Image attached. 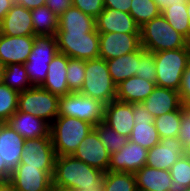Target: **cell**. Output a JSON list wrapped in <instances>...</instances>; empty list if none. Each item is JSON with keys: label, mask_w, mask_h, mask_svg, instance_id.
<instances>
[{"label": "cell", "mask_w": 190, "mask_h": 191, "mask_svg": "<svg viewBox=\"0 0 190 191\" xmlns=\"http://www.w3.org/2000/svg\"><path fill=\"white\" fill-rule=\"evenodd\" d=\"M3 70H4V65L0 62V83L3 82Z\"/></svg>", "instance_id": "816d5d0a"}, {"label": "cell", "mask_w": 190, "mask_h": 191, "mask_svg": "<svg viewBox=\"0 0 190 191\" xmlns=\"http://www.w3.org/2000/svg\"><path fill=\"white\" fill-rule=\"evenodd\" d=\"M140 43L145 50L156 53L185 48L189 41L160 14L140 27Z\"/></svg>", "instance_id": "3957f363"}, {"label": "cell", "mask_w": 190, "mask_h": 191, "mask_svg": "<svg viewBox=\"0 0 190 191\" xmlns=\"http://www.w3.org/2000/svg\"><path fill=\"white\" fill-rule=\"evenodd\" d=\"M131 2L132 0H104V7L129 13Z\"/></svg>", "instance_id": "ee69618b"}, {"label": "cell", "mask_w": 190, "mask_h": 191, "mask_svg": "<svg viewBox=\"0 0 190 191\" xmlns=\"http://www.w3.org/2000/svg\"><path fill=\"white\" fill-rule=\"evenodd\" d=\"M104 108L99 100L71 92L59 98L58 116L75 117L95 126L103 121Z\"/></svg>", "instance_id": "ba28073f"}, {"label": "cell", "mask_w": 190, "mask_h": 191, "mask_svg": "<svg viewBox=\"0 0 190 191\" xmlns=\"http://www.w3.org/2000/svg\"><path fill=\"white\" fill-rule=\"evenodd\" d=\"M45 5L60 17L72 5V0H46Z\"/></svg>", "instance_id": "7bdbcfd3"}, {"label": "cell", "mask_w": 190, "mask_h": 191, "mask_svg": "<svg viewBox=\"0 0 190 191\" xmlns=\"http://www.w3.org/2000/svg\"><path fill=\"white\" fill-rule=\"evenodd\" d=\"M178 138L182 140L183 145L190 142V106L182 111V122L178 134Z\"/></svg>", "instance_id": "b9f144b4"}, {"label": "cell", "mask_w": 190, "mask_h": 191, "mask_svg": "<svg viewBox=\"0 0 190 191\" xmlns=\"http://www.w3.org/2000/svg\"><path fill=\"white\" fill-rule=\"evenodd\" d=\"M19 92L0 83V123H5L18 109Z\"/></svg>", "instance_id": "8d00e7d4"}, {"label": "cell", "mask_w": 190, "mask_h": 191, "mask_svg": "<svg viewBox=\"0 0 190 191\" xmlns=\"http://www.w3.org/2000/svg\"><path fill=\"white\" fill-rule=\"evenodd\" d=\"M0 191H10L9 185L6 183L0 182Z\"/></svg>", "instance_id": "f907efd6"}, {"label": "cell", "mask_w": 190, "mask_h": 191, "mask_svg": "<svg viewBox=\"0 0 190 191\" xmlns=\"http://www.w3.org/2000/svg\"><path fill=\"white\" fill-rule=\"evenodd\" d=\"M148 149L132 141L111 154L108 171L135 173L147 163Z\"/></svg>", "instance_id": "9a60e30c"}, {"label": "cell", "mask_w": 190, "mask_h": 191, "mask_svg": "<svg viewBox=\"0 0 190 191\" xmlns=\"http://www.w3.org/2000/svg\"><path fill=\"white\" fill-rule=\"evenodd\" d=\"M10 191H51L52 177L39 167L18 164L9 180Z\"/></svg>", "instance_id": "8fae6325"}, {"label": "cell", "mask_w": 190, "mask_h": 191, "mask_svg": "<svg viewBox=\"0 0 190 191\" xmlns=\"http://www.w3.org/2000/svg\"><path fill=\"white\" fill-rule=\"evenodd\" d=\"M73 156L104 173L108 171L111 154L100 141L98 133L94 128L81 141Z\"/></svg>", "instance_id": "5bb4252c"}, {"label": "cell", "mask_w": 190, "mask_h": 191, "mask_svg": "<svg viewBox=\"0 0 190 191\" xmlns=\"http://www.w3.org/2000/svg\"><path fill=\"white\" fill-rule=\"evenodd\" d=\"M79 93L105 105L116 100V84L112 81L106 60H85V78Z\"/></svg>", "instance_id": "5b68a950"}, {"label": "cell", "mask_w": 190, "mask_h": 191, "mask_svg": "<svg viewBox=\"0 0 190 191\" xmlns=\"http://www.w3.org/2000/svg\"><path fill=\"white\" fill-rule=\"evenodd\" d=\"M133 117L135 125L130 134L129 141L147 149H151L156 144H159L160 137L154 124V117L143 103L133 104Z\"/></svg>", "instance_id": "4fadbf2b"}, {"label": "cell", "mask_w": 190, "mask_h": 191, "mask_svg": "<svg viewBox=\"0 0 190 191\" xmlns=\"http://www.w3.org/2000/svg\"><path fill=\"white\" fill-rule=\"evenodd\" d=\"M94 126L75 117L57 116L50 124V136L56 156L73 155Z\"/></svg>", "instance_id": "7a4b0ae2"}, {"label": "cell", "mask_w": 190, "mask_h": 191, "mask_svg": "<svg viewBox=\"0 0 190 191\" xmlns=\"http://www.w3.org/2000/svg\"><path fill=\"white\" fill-rule=\"evenodd\" d=\"M102 191H137L134 173L107 171L104 174Z\"/></svg>", "instance_id": "1f68e13d"}, {"label": "cell", "mask_w": 190, "mask_h": 191, "mask_svg": "<svg viewBox=\"0 0 190 191\" xmlns=\"http://www.w3.org/2000/svg\"><path fill=\"white\" fill-rule=\"evenodd\" d=\"M35 35L55 36L58 31V16L46 5L31 9Z\"/></svg>", "instance_id": "f1b7e54d"}, {"label": "cell", "mask_w": 190, "mask_h": 191, "mask_svg": "<svg viewBox=\"0 0 190 191\" xmlns=\"http://www.w3.org/2000/svg\"><path fill=\"white\" fill-rule=\"evenodd\" d=\"M104 174L73 155L56 156L52 186L67 191H102Z\"/></svg>", "instance_id": "6da1fadb"}, {"label": "cell", "mask_w": 190, "mask_h": 191, "mask_svg": "<svg viewBox=\"0 0 190 191\" xmlns=\"http://www.w3.org/2000/svg\"><path fill=\"white\" fill-rule=\"evenodd\" d=\"M34 35L7 36L0 34V62L4 65L24 64L32 51Z\"/></svg>", "instance_id": "e0dca14e"}, {"label": "cell", "mask_w": 190, "mask_h": 191, "mask_svg": "<svg viewBox=\"0 0 190 191\" xmlns=\"http://www.w3.org/2000/svg\"><path fill=\"white\" fill-rule=\"evenodd\" d=\"M96 30V19L71 6L58 17L57 32H92Z\"/></svg>", "instance_id": "4316f807"}, {"label": "cell", "mask_w": 190, "mask_h": 191, "mask_svg": "<svg viewBox=\"0 0 190 191\" xmlns=\"http://www.w3.org/2000/svg\"><path fill=\"white\" fill-rule=\"evenodd\" d=\"M56 153L51 137L26 139L19 164L26 167H39V169L53 176Z\"/></svg>", "instance_id": "30bf717a"}, {"label": "cell", "mask_w": 190, "mask_h": 191, "mask_svg": "<svg viewBox=\"0 0 190 191\" xmlns=\"http://www.w3.org/2000/svg\"><path fill=\"white\" fill-rule=\"evenodd\" d=\"M183 155L184 145L178 137L160 139L159 144L148 149L146 165L170 171L171 166Z\"/></svg>", "instance_id": "2e32d148"}, {"label": "cell", "mask_w": 190, "mask_h": 191, "mask_svg": "<svg viewBox=\"0 0 190 191\" xmlns=\"http://www.w3.org/2000/svg\"><path fill=\"white\" fill-rule=\"evenodd\" d=\"M94 129L97 131L100 141L110 154L118 152L129 140L128 137L120 135L103 121L95 125Z\"/></svg>", "instance_id": "e575fe53"}, {"label": "cell", "mask_w": 190, "mask_h": 191, "mask_svg": "<svg viewBox=\"0 0 190 191\" xmlns=\"http://www.w3.org/2000/svg\"><path fill=\"white\" fill-rule=\"evenodd\" d=\"M51 191H67V190H63V189H58V188L52 187Z\"/></svg>", "instance_id": "db71d44e"}, {"label": "cell", "mask_w": 190, "mask_h": 191, "mask_svg": "<svg viewBox=\"0 0 190 191\" xmlns=\"http://www.w3.org/2000/svg\"><path fill=\"white\" fill-rule=\"evenodd\" d=\"M156 66L152 52L139 48V67L136 76L156 84Z\"/></svg>", "instance_id": "f35d334b"}, {"label": "cell", "mask_w": 190, "mask_h": 191, "mask_svg": "<svg viewBox=\"0 0 190 191\" xmlns=\"http://www.w3.org/2000/svg\"><path fill=\"white\" fill-rule=\"evenodd\" d=\"M56 36L34 35L32 51L24 66L32 86H41L47 77L49 63L58 53Z\"/></svg>", "instance_id": "8992f818"}, {"label": "cell", "mask_w": 190, "mask_h": 191, "mask_svg": "<svg viewBox=\"0 0 190 191\" xmlns=\"http://www.w3.org/2000/svg\"><path fill=\"white\" fill-rule=\"evenodd\" d=\"M12 170L6 165L5 161H2L0 156V182L9 183L11 177Z\"/></svg>", "instance_id": "f6af8a7d"}, {"label": "cell", "mask_w": 190, "mask_h": 191, "mask_svg": "<svg viewBox=\"0 0 190 191\" xmlns=\"http://www.w3.org/2000/svg\"><path fill=\"white\" fill-rule=\"evenodd\" d=\"M103 122L120 135L129 138L135 125L133 104L120 102L118 100L111 101L105 105Z\"/></svg>", "instance_id": "d6986e66"}, {"label": "cell", "mask_w": 190, "mask_h": 191, "mask_svg": "<svg viewBox=\"0 0 190 191\" xmlns=\"http://www.w3.org/2000/svg\"><path fill=\"white\" fill-rule=\"evenodd\" d=\"M161 14L177 32L190 41V20L186 3L168 6Z\"/></svg>", "instance_id": "f546056e"}, {"label": "cell", "mask_w": 190, "mask_h": 191, "mask_svg": "<svg viewBox=\"0 0 190 191\" xmlns=\"http://www.w3.org/2000/svg\"><path fill=\"white\" fill-rule=\"evenodd\" d=\"M14 2L31 10L45 5L46 0H14Z\"/></svg>", "instance_id": "bcb514c9"}, {"label": "cell", "mask_w": 190, "mask_h": 191, "mask_svg": "<svg viewBox=\"0 0 190 191\" xmlns=\"http://www.w3.org/2000/svg\"><path fill=\"white\" fill-rule=\"evenodd\" d=\"M66 70L70 92H80L85 78V60L69 57Z\"/></svg>", "instance_id": "74e56055"}, {"label": "cell", "mask_w": 190, "mask_h": 191, "mask_svg": "<svg viewBox=\"0 0 190 191\" xmlns=\"http://www.w3.org/2000/svg\"><path fill=\"white\" fill-rule=\"evenodd\" d=\"M139 27L159 16L161 11L154 0H132L130 12Z\"/></svg>", "instance_id": "d590c367"}, {"label": "cell", "mask_w": 190, "mask_h": 191, "mask_svg": "<svg viewBox=\"0 0 190 191\" xmlns=\"http://www.w3.org/2000/svg\"><path fill=\"white\" fill-rule=\"evenodd\" d=\"M142 103L154 118L178 110L183 105L177 90L158 86Z\"/></svg>", "instance_id": "cb8c5ba5"}, {"label": "cell", "mask_w": 190, "mask_h": 191, "mask_svg": "<svg viewBox=\"0 0 190 191\" xmlns=\"http://www.w3.org/2000/svg\"><path fill=\"white\" fill-rule=\"evenodd\" d=\"M96 30L99 33H140V27L130 13L112 8H104L96 18Z\"/></svg>", "instance_id": "ac0fdd59"}, {"label": "cell", "mask_w": 190, "mask_h": 191, "mask_svg": "<svg viewBox=\"0 0 190 191\" xmlns=\"http://www.w3.org/2000/svg\"><path fill=\"white\" fill-rule=\"evenodd\" d=\"M137 191H169L172 183L168 170L143 166L135 173Z\"/></svg>", "instance_id": "484cf974"}, {"label": "cell", "mask_w": 190, "mask_h": 191, "mask_svg": "<svg viewBox=\"0 0 190 191\" xmlns=\"http://www.w3.org/2000/svg\"><path fill=\"white\" fill-rule=\"evenodd\" d=\"M72 5L95 19L105 8L104 0H72Z\"/></svg>", "instance_id": "ab89813d"}, {"label": "cell", "mask_w": 190, "mask_h": 191, "mask_svg": "<svg viewBox=\"0 0 190 191\" xmlns=\"http://www.w3.org/2000/svg\"><path fill=\"white\" fill-rule=\"evenodd\" d=\"M15 4L14 0H0V22Z\"/></svg>", "instance_id": "7dc6e473"}, {"label": "cell", "mask_w": 190, "mask_h": 191, "mask_svg": "<svg viewBox=\"0 0 190 191\" xmlns=\"http://www.w3.org/2000/svg\"><path fill=\"white\" fill-rule=\"evenodd\" d=\"M140 47V33H99V58L101 59H114L137 51Z\"/></svg>", "instance_id": "7c38bea8"}, {"label": "cell", "mask_w": 190, "mask_h": 191, "mask_svg": "<svg viewBox=\"0 0 190 191\" xmlns=\"http://www.w3.org/2000/svg\"><path fill=\"white\" fill-rule=\"evenodd\" d=\"M69 57L62 53H57L49 63L47 77L41 87L59 97L70 92L67 82V66Z\"/></svg>", "instance_id": "603a6c76"}, {"label": "cell", "mask_w": 190, "mask_h": 191, "mask_svg": "<svg viewBox=\"0 0 190 191\" xmlns=\"http://www.w3.org/2000/svg\"><path fill=\"white\" fill-rule=\"evenodd\" d=\"M59 98L41 86H32L19 93L17 111L30 113L51 124L58 116Z\"/></svg>", "instance_id": "52a82bcc"}, {"label": "cell", "mask_w": 190, "mask_h": 191, "mask_svg": "<svg viewBox=\"0 0 190 191\" xmlns=\"http://www.w3.org/2000/svg\"><path fill=\"white\" fill-rule=\"evenodd\" d=\"M3 83L19 93L32 87L24 64L17 63L4 66Z\"/></svg>", "instance_id": "d6a6232c"}, {"label": "cell", "mask_w": 190, "mask_h": 191, "mask_svg": "<svg viewBox=\"0 0 190 191\" xmlns=\"http://www.w3.org/2000/svg\"><path fill=\"white\" fill-rule=\"evenodd\" d=\"M186 6H187V14L190 20V0H187Z\"/></svg>", "instance_id": "f5cc1de1"}, {"label": "cell", "mask_w": 190, "mask_h": 191, "mask_svg": "<svg viewBox=\"0 0 190 191\" xmlns=\"http://www.w3.org/2000/svg\"><path fill=\"white\" fill-rule=\"evenodd\" d=\"M172 183L169 191H187L190 188V157L181 156L170 169Z\"/></svg>", "instance_id": "836d02e7"}, {"label": "cell", "mask_w": 190, "mask_h": 191, "mask_svg": "<svg viewBox=\"0 0 190 191\" xmlns=\"http://www.w3.org/2000/svg\"><path fill=\"white\" fill-rule=\"evenodd\" d=\"M185 108L186 106L182 105L178 110L154 118V124L160 139L178 137L182 122V111Z\"/></svg>", "instance_id": "4dcf8cb0"}, {"label": "cell", "mask_w": 190, "mask_h": 191, "mask_svg": "<svg viewBox=\"0 0 190 191\" xmlns=\"http://www.w3.org/2000/svg\"><path fill=\"white\" fill-rule=\"evenodd\" d=\"M156 66V86L179 90L185 69L190 63V44L185 48L153 53Z\"/></svg>", "instance_id": "277c9868"}, {"label": "cell", "mask_w": 190, "mask_h": 191, "mask_svg": "<svg viewBox=\"0 0 190 191\" xmlns=\"http://www.w3.org/2000/svg\"><path fill=\"white\" fill-rule=\"evenodd\" d=\"M25 139L6 123H0V156L14 170L20 163Z\"/></svg>", "instance_id": "7402d4cb"}, {"label": "cell", "mask_w": 190, "mask_h": 191, "mask_svg": "<svg viewBox=\"0 0 190 191\" xmlns=\"http://www.w3.org/2000/svg\"><path fill=\"white\" fill-rule=\"evenodd\" d=\"M159 7V10L162 12L166 7L175 5V4H181V3H187V0H154Z\"/></svg>", "instance_id": "c3c4849f"}, {"label": "cell", "mask_w": 190, "mask_h": 191, "mask_svg": "<svg viewBox=\"0 0 190 191\" xmlns=\"http://www.w3.org/2000/svg\"><path fill=\"white\" fill-rule=\"evenodd\" d=\"M156 84L132 76L116 85V100L124 103H142L154 90Z\"/></svg>", "instance_id": "d4e9b609"}, {"label": "cell", "mask_w": 190, "mask_h": 191, "mask_svg": "<svg viewBox=\"0 0 190 191\" xmlns=\"http://www.w3.org/2000/svg\"><path fill=\"white\" fill-rule=\"evenodd\" d=\"M184 155L190 157V142L184 145Z\"/></svg>", "instance_id": "681fc988"}, {"label": "cell", "mask_w": 190, "mask_h": 191, "mask_svg": "<svg viewBox=\"0 0 190 191\" xmlns=\"http://www.w3.org/2000/svg\"><path fill=\"white\" fill-rule=\"evenodd\" d=\"M178 92L182 104L186 107L190 106V63L188 64L187 68L183 73L181 86Z\"/></svg>", "instance_id": "60d3db41"}, {"label": "cell", "mask_w": 190, "mask_h": 191, "mask_svg": "<svg viewBox=\"0 0 190 191\" xmlns=\"http://www.w3.org/2000/svg\"><path fill=\"white\" fill-rule=\"evenodd\" d=\"M59 53L70 58L91 60L99 58V32H57Z\"/></svg>", "instance_id": "9c48e42d"}, {"label": "cell", "mask_w": 190, "mask_h": 191, "mask_svg": "<svg viewBox=\"0 0 190 191\" xmlns=\"http://www.w3.org/2000/svg\"><path fill=\"white\" fill-rule=\"evenodd\" d=\"M0 34L7 36L35 35L31 10L14 4L0 22Z\"/></svg>", "instance_id": "44dd1931"}, {"label": "cell", "mask_w": 190, "mask_h": 191, "mask_svg": "<svg viewBox=\"0 0 190 191\" xmlns=\"http://www.w3.org/2000/svg\"><path fill=\"white\" fill-rule=\"evenodd\" d=\"M112 81L118 85L121 81L136 76L139 67V49L120 57L106 60Z\"/></svg>", "instance_id": "83f0119b"}, {"label": "cell", "mask_w": 190, "mask_h": 191, "mask_svg": "<svg viewBox=\"0 0 190 191\" xmlns=\"http://www.w3.org/2000/svg\"><path fill=\"white\" fill-rule=\"evenodd\" d=\"M5 123L25 140L51 137L50 124L30 113L16 111Z\"/></svg>", "instance_id": "ffe728a7"}]
</instances>
